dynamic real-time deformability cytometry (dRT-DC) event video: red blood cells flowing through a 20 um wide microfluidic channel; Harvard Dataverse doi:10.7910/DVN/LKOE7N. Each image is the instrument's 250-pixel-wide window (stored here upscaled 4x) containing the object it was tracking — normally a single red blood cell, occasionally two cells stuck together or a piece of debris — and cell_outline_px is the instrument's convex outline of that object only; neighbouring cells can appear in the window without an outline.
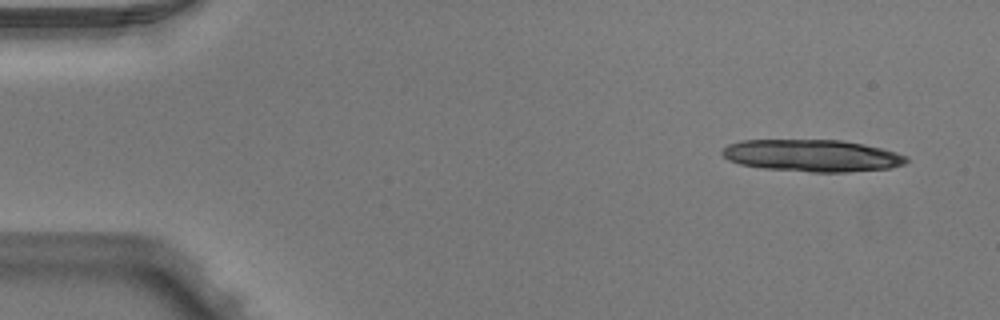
{"species": "Egyptian fruit bat (a non-hibernating species)", "species_latin": "Rousettus aegyptiacus", "temperature_condition": "warm", "stored_images_in_passage": 3, "camera_frame_rate_fps": 3000, "um_per_image_px": 0.085, "animal": {"sex": "male"}, "frame": {"image": 1, "passage_image": 1, "time_ms": 0.0, "image_size_px": [1000, 320], "cell_outline_px": [[908, 160], [904, 164], [888, 168], [848, 172], [812, 172], [764, 168], [740, 164], [728, 160], [720, 152], [728, 144], [740, 140], [840, 140], [864, 144], [896, 152], [908, 156]], "centroid_in_image_um": [69.02, 13.22], "position_along_channel_um": 16.0, "area_um2": 34.33}}